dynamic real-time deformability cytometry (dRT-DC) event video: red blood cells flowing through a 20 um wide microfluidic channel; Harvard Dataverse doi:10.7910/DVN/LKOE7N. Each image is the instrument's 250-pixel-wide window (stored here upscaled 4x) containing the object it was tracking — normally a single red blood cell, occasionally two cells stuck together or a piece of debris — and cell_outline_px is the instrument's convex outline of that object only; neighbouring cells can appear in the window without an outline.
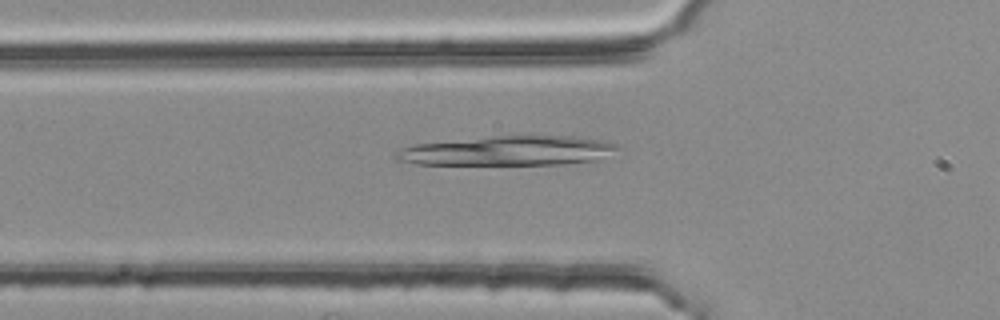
{"species": "common noctule bat (a hibernating species)", "species_latin": "Nyctalus noctula", "temperature_condition": "room temperature", "stored_images_in_passage": 33, "camera_frame_rate_fps": 3000, "um_per_image_px": 0.085, "animal": {"sex": "female", "body_mass_g": 25.1}, "frame": {"image": 1, "passage_image": 3, "time_ms": 0.667, "image_size_px": [1000, 320], "cell_outline_px": [[620, 148], [596, 160], [564, 164], [416, 164], [396, 160], [392, 156], [400, 148], [416, 144], [528, 132], [572, 136], [600, 140], [616, 144]], "centroid_in_image_um": [43.18, 12.77], "position_along_channel_um": 82.6, "area_um2": 39.02}}
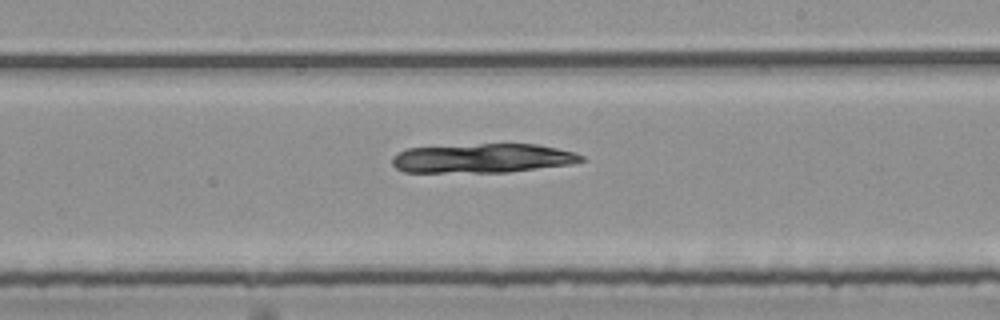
{"frame": {"image": 2, "passage_image": 16, "time_ms": 5.0, "image_size_px": [1000, 320], "cell_outline_px": [[584, 160], [572, 164], [508, 172], [404, 172], [396, 168], [392, 164], [392, 156], [396, 152], [408, 148], [480, 144], [536, 144], [556, 148], [572, 152], [584, 156]], "centroid_in_image_um": [40.99, 13.45], "position_along_channel_um": 248.0, "area_um2": 32.14}}
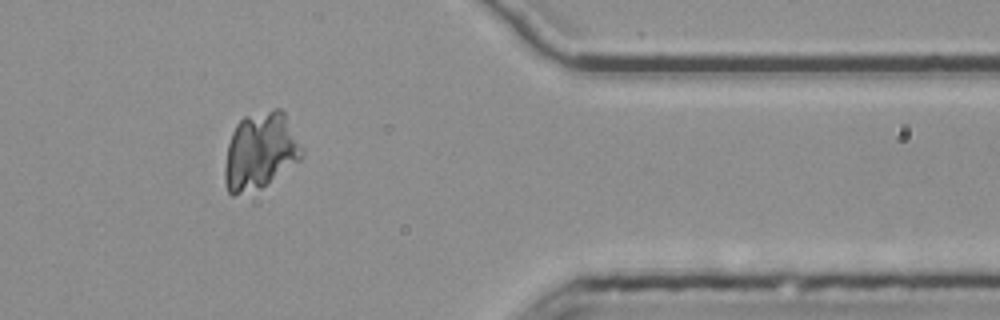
{"frame": {"image": 3, "passage_image": 29, "time_ms": 9.333, "image_size_px": [1000, 320], "cell_outline_px": [[304, 152], [300, 160], [260, 188], [232, 196], [228, 192], [224, 180], [224, 168], [228, 144], [232, 132], [236, 124], [244, 116], [272, 108], [280, 108], [284, 112]], "centroid_in_image_um": [22.1, 12.82], "position_along_channel_um": 389.3, "area_um2": 34.33}}